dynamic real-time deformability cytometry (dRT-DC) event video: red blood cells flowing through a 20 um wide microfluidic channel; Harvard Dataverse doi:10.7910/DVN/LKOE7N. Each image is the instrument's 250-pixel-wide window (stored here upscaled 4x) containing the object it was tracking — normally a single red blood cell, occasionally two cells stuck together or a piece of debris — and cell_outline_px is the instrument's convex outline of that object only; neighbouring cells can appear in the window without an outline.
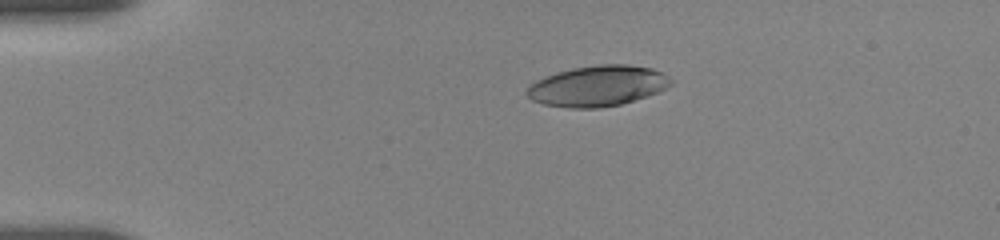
{"species": "human", "species_latin": "Homo sapiens", "temperature_condition": "room temperature", "stored_images_in_passage": 11, "camera_frame_rate_fps": 3000, "um_per_image_px": 0.085, "donor": {"sex": "female"}, "frame": {"image": 1, "passage_image": 1, "time_ms": 0.0, "image_size_px": [1000, 240], "cell_outline_px": [[672, 84], [656, 92], [620, 104], [596, 108], [568, 108], [544, 104], [532, 100], [524, 92], [536, 80], [544, 76], [556, 72], [572, 68], [600, 64], [628, 64], [652, 68], [668, 76], [672, 80]], "centroid_in_image_um": [50.76, 7.29], "position_along_channel_um": 34.2, "area_um2": 33.87}}
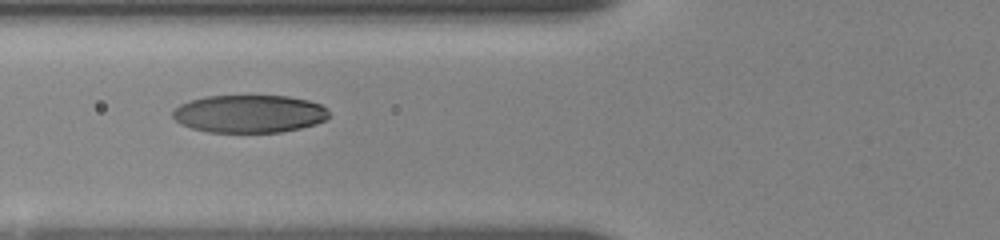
{"frame": {"image": 2, "passage_image": 7, "time_ms": 3.333, "image_size_px": [1000, 240], "cell_outline_px": [[328, 116], [324, 120], [316, 124], [300, 128], [280, 132], [208, 132], [192, 128], [180, 124], [172, 116], [172, 112], [180, 104], [192, 100], [208, 96], [288, 96], [308, 100], [320, 104], [328, 108]], "centroid_in_image_um": [21.2, 9.67], "position_along_channel_um": 104.6, "area_um2": 34.33}}
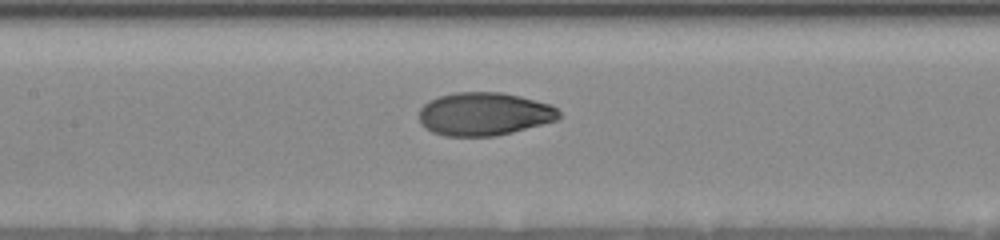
{"frame": {"image": 3, "passage_image": 10, "time_ms": 5.0, "image_size_px": [1000, 240], "cell_outline_px": [[560, 116], [556, 120], [512, 132], [496, 136], [444, 136], [432, 132], [424, 128], [420, 124], [420, 108], [424, 104], [440, 96], [456, 92], [500, 92], [520, 96], [552, 104], [560, 112]], "centroid_in_image_um": [41.15, 9.69], "position_along_channel_um": 166.3, "area_um2": 35.14}}